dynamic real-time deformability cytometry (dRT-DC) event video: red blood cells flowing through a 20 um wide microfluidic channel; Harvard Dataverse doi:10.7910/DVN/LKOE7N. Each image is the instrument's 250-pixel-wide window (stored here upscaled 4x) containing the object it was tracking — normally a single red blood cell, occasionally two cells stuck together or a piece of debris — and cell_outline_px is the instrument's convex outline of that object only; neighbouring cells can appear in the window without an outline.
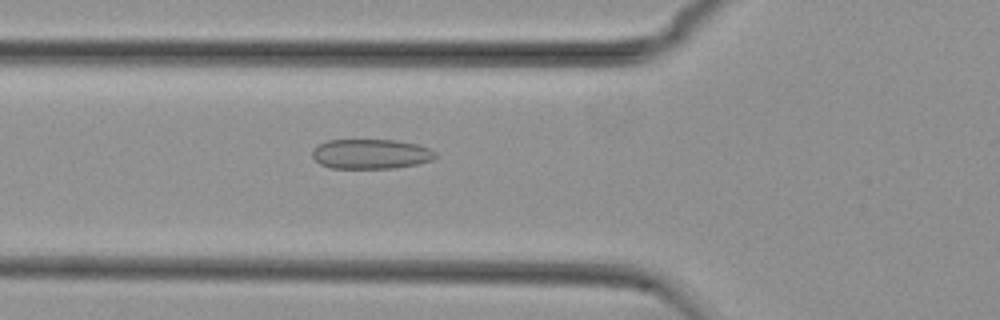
{"species": "common noctule bat (a hibernating species)", "species_latin": "Nyctalus noctula", "temperature_condition": "cold", "stored_images_in_passage": 55, "camera_frame_rate_fps": 3000, "um_per_image_px": 0.085, "animal": {"sex": "female", "body_mass_g": 29.2, "forearm_length_mm": 56.3}, "frame": {"image": 1, "passage_image": 20, "time_ms": 6.333, "image_size_px": [1000, 320], "cell_outline_px": [[436, 156], [432, 160], [416, 164], [396, 168], [332, 168], [320, 164], [312, 156], [312, 148], [328, 140], [396, 140], [416, 144], [428, 148], [436, 152]], "centroid_in_image_um": [31.51, 13.09], "position_along_channel_um": 94.3, "area_um2": 21.33}}
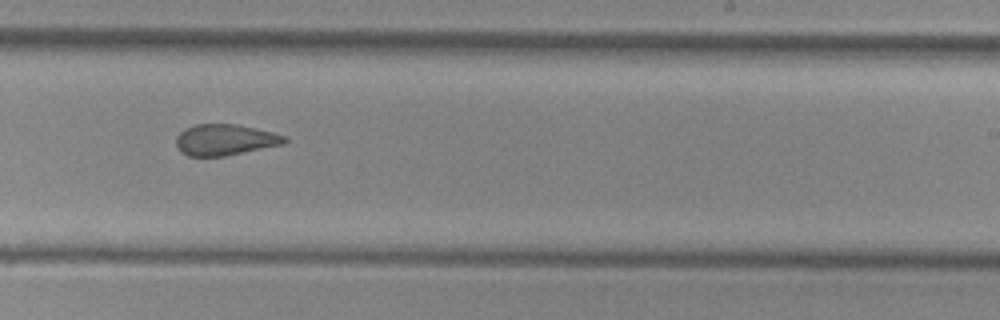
{"frame": {"image": 2, "passage_image": 34, "time_ms": 11.0, "image_size_px": [1000, 320], "cell_outline_px": [[288, 140], [284, 144], [224, 156], [188, 156], [180, 152], [176, 144], [176, 136], [184, 128], [196, 124], [236, 124], [272, 132], [288, 136]], "centroid_in_image_um": [19.12, 11.88], "position_along_channel_um": 269.9, "area_um2": 19.71}}
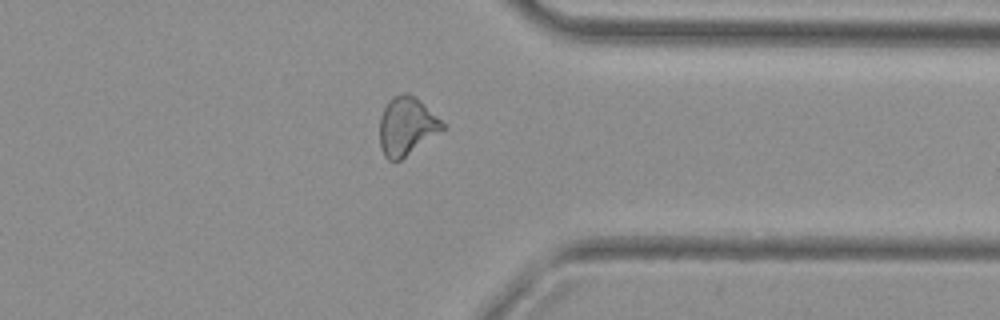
{"frame": {"image": 3, "passage_image": 43, "time_ms": 14.0, "image_size_px": [1000, 320], "cell_outline_px": [[444, 128], [400, 160], [388, 160], [384, 156], [380, 144], [380, 116], [388, 100], [392, 96], [404, 92], [408, 92], [416, 96], [444, 124]], "centroid_in_image_um": [34.52, 10.69], "position_along_channel_um": 376.9, "area_um2": 20.98}, "authors_computed_cell_mechanics": {"area_um2": 21.5594, "velocity_mm_per_s": 3.7564, "shape_relaxation_time_tau1_ms": 8.5272, "shape_relaxation_time_tau2_ms": 1.714, "deformation_change_tau1": 0.1351, "deformation_change_tau2": 0.0794}}